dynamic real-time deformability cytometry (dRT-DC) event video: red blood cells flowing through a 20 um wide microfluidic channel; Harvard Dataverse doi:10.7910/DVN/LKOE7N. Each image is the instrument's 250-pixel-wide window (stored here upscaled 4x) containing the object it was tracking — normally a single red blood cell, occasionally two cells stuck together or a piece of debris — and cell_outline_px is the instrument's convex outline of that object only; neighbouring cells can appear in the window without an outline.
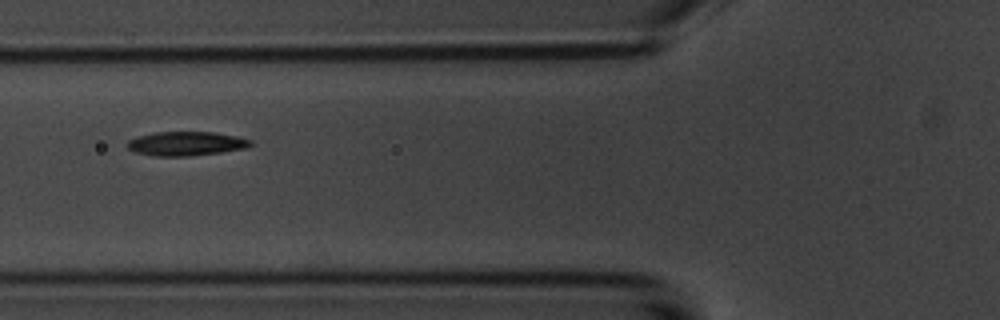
{"species": "common noctule bat (a hibernating species)", "species_latin": "Nyctalus noctula", "temperature_condition": "room temperature", "stored_images_in_passage": 6, "camera_frame_rate_fps": 3000, "um_per_image_px": 0.085, "animal": {"sex": "male", "body_mass_g": 20.1, "forearm_length_mm": 53.5}, "frame": {"image": 1, "passage_image": 6, "time_ms": 6.0, "image_size_px": [1000, 320], "cell_outline_px": [[252, 144], [248, 148], [220, 152], [188, 156], [152, 156], [136, 152], [128, 148], [128, 140], [136, 136], [156, 132], [212, 132], [236, 136], [252, 140]], "centroid_in_image_um": [15.82, 12.2], "position_along_channel_um": 110.0, "area_um2": 17.28}}